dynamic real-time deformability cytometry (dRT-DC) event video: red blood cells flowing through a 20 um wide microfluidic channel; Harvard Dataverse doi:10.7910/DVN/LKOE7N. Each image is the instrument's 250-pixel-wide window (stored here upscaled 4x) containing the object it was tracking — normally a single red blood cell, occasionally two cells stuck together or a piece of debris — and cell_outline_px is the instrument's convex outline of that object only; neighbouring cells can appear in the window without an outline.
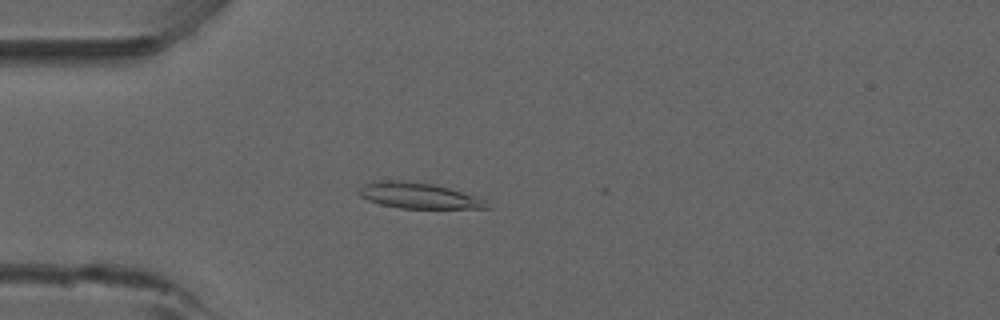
{"species": "common noctule bat (a hibernating species)", "species_latin": "Nyctalus noctula", "temperature_condition": "room temperature", "stored_images_in_passage": 3, "camera_frame_rate_fps": 3000, "um_per_image_px": 0.085, "animal": {"sex": "male", "forearm_length_mm": 52.5}, "frame": {"image": 1, "passage_image": 1, "time_ms": 0.0, "image_size_px": [1000, 320], "cell_outline_px": [[492, 208], [400, 208], [380, 204], [368, 200], [360, 196], [356, 192], [364, 184], [380, 180], [396, 180], [432, 184], [448, 188], [484, 200]], "centroid_in_image_um": [35.5, 16.63], "position_along_channel_um": 49.5, "area_um2": 18.79}}